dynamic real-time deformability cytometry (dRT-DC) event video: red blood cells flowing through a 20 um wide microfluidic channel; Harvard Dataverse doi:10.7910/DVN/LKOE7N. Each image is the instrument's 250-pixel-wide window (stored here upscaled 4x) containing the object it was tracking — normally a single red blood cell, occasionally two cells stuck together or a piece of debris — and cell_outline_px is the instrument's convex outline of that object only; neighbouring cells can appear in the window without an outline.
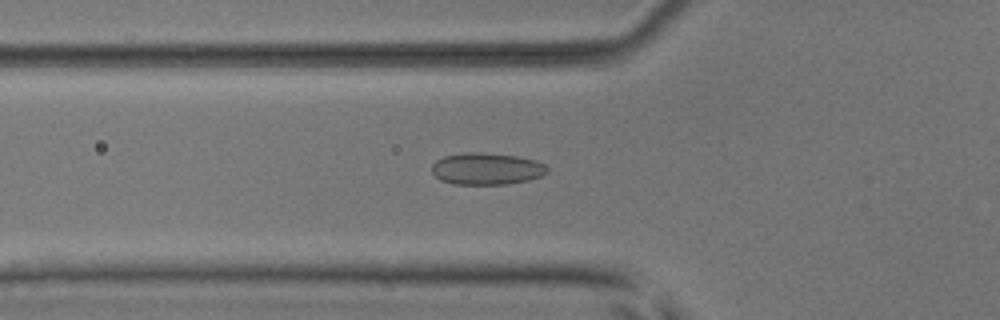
{"species": "common noctule bat (a hibernating species)", "species_latin": "Nyctalus noctula", "temperature_condition": "room temperature", "stored_images_in_passage": 53, "camera_frame_rate_fps": 3000, "um_per_image_px": 0.085, "animal": {"sex": "male", "body_mass_g": 17.9, "forearm_length_mm": 54.2}, "frame": {"image": 1, "passage_image": 19, "time_ms": 6.0, "image_size_px": [1000, 320], "cell_outline_px": [[548, 172], [540, 176], [528, 180], [508, 184], [452, 184], [440, 180], [432, 172], [432, 164], [436, 160], [444, 156], [468, 152], [480, 152], [516, 156], [536, 160], [544, 164], [548, 168]], "centroid_in_image_um": [41.35, 14.34], "position_along_channel_um": 84.4, "area_um2": 21.44}}
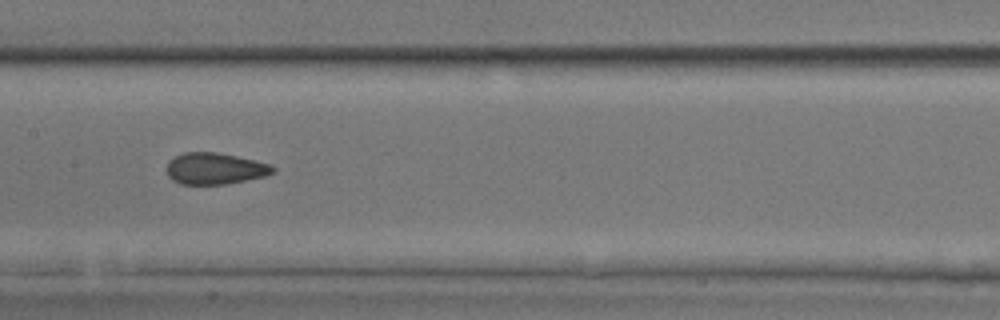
{"frame": {"image": 2, "passage_image": 27, "time_ms": 8.667, "image_size_px": [1000, 320], "cell_outline_px": [[276, 172], [264, 176], [224, 184], [180, 184], [172, 180], [168, 176], [168, 160], [184, 152], [216, 152], [256, 160], [268, 164], [276, 168]], "centroid_in_image_um": [18.27, 14.32], "position_along_channel_um": 189.1, "area_um2": 19.36}}
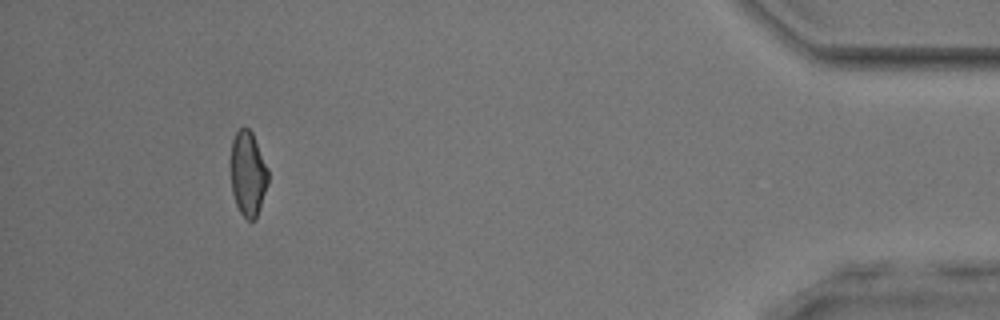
{"frame": {"image": 3, "passage_image": 49, "time_ms": 16.0, "image_size_px": [1000, 320], "cell_outline_px": [[268, 184], [256, 220], [248, 220], [240, 212], [236, 204], [232, 192], [232, 140], [236, 132], [240, 128], [248, 128], [252, 132], [268, 168]], "centroid_in_image_um": [21.1, 14.78], "position_along_channel_um": 414.1, "area_um2": 18.26}, "authors_computed_cell_mechanics": {"area_um2": 19.9988, "velocity_mm_per_s": 3.9159, "shape_relaxation_time_tau1_ms": null, "shape_relaxation_time_tau2_ms": 1.24, "deformation_change_tau1": null, "deformation_change_tau2": 0.0677}}